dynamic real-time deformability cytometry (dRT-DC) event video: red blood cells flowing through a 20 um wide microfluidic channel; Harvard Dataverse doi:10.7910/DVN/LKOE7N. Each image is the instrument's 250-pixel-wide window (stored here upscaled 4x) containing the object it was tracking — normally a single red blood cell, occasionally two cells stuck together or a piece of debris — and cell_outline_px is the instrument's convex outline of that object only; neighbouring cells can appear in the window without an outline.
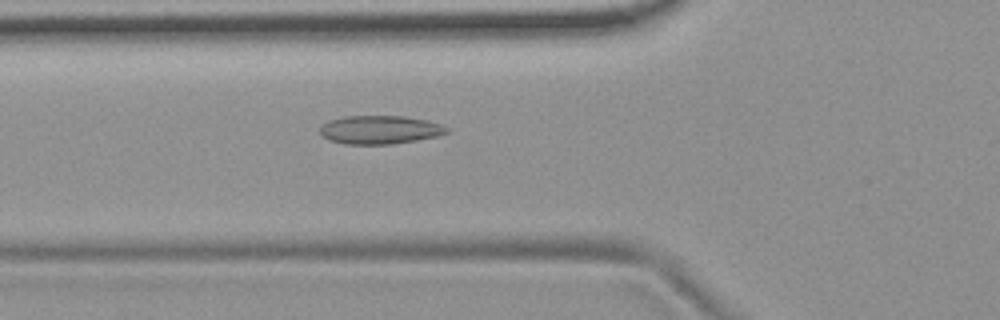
{"species": "common noctule bat (a hibernating species)", "species_latin": "Nyctalus noctula", "temperature_condition": "room temperature", "stored_images_in_passage": 3, "camera_frame_rate_fps": 3000, "um_per_image_px": 0.085, "animal": {"sex": "female", "body_mass_g": 19.9}, "frame": {"image": 1, "passage_image": 3, "time_ms": 0.667, "image_size_px": [1000, 320], "cell_outline_px": [[448, 132], [436, 136], [416, 140], [392, 144], [344, 144], [328, 140], [320, 136], [320, 128], [328, 120], [344, 116], [404, 116], [428, 120], [440, 124], [448, 128]], "centroid_in_image_um": [32.25, 11.03], "position_along_channel_um": 93.6, "area_um2": 21.1}}